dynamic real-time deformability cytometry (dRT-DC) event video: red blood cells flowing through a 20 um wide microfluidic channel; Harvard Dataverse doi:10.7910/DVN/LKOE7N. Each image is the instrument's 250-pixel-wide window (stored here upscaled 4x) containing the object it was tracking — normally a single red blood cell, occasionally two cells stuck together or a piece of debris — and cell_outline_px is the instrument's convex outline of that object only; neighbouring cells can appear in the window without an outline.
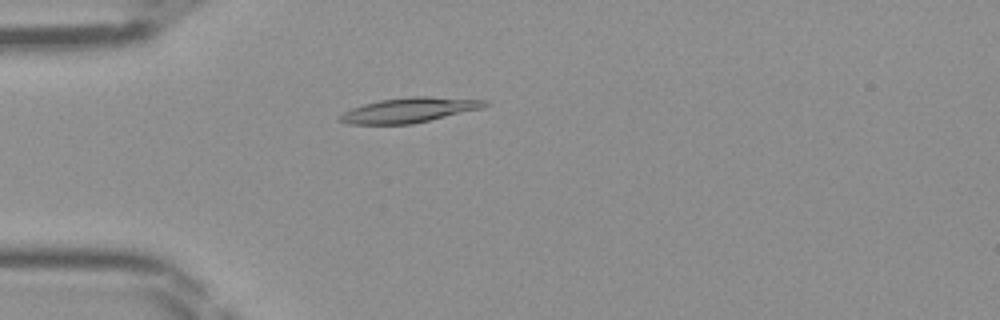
{"species": "Egyptian fruit bat (a non-hibernating species)", "species_latin": "Rousettus aegyptiacus", "temperature_condition": "room temperature", "stored_images_in_passage": 46, "camera_frame_rate_fps": 3000, "um_per_image_px": 0.085, "frame": {"image": 1, "passage_image": 13, "time_ms": 4.0, "image_size_px": [1000, 320], "cell_outline_px": [[492, 104], [484, 108], [412, 124], [348, 124], [336, 120], [336, 116], [352, 108], [364, 104], [380, 100], [408, 96], [428, 96], [488, 100]], "centroid_in_image_um": [34.81, 9.35], "position_along_channel_um": 50.2, "area_um2": 21.33}}
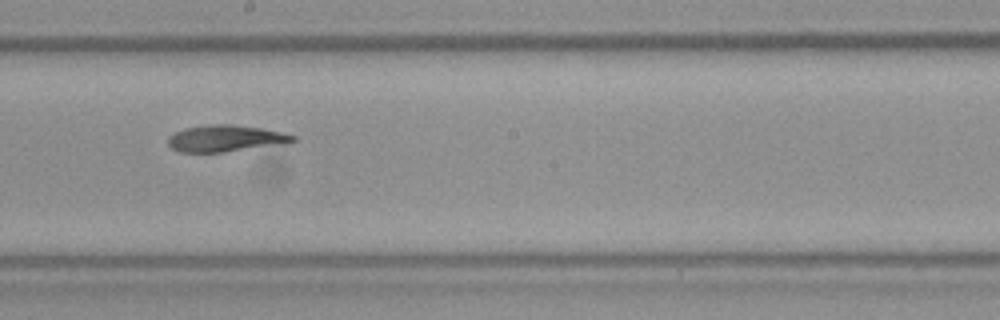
{"frame": {"image": 2, "passage_image": 26, "time_ms": 8.333, "image_size_px": [1000, 320], "cell_outline_px": [[296, 140], [224, 152], [180, 152], [172, 148], [168, 144], [168, 136], [184, 128], [208, 124], [232, 124], [264, 128], [296, 136]], "centroid_in_image_um": [19.07, 11.74], "position_along_channel_um": 229.1, "area_um2": 18.9}}
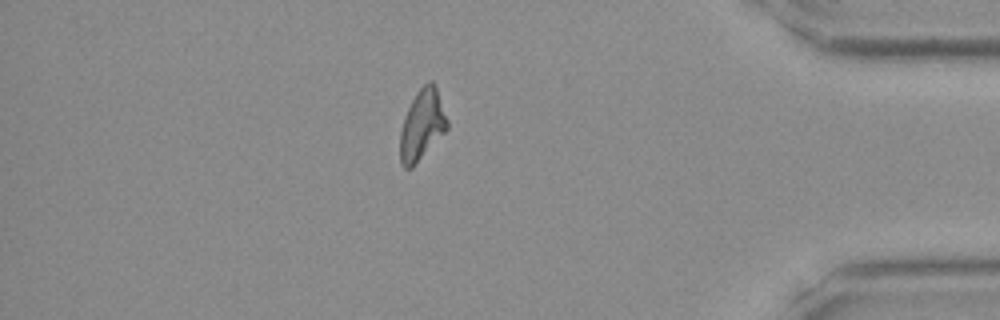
{"frame": {"image": 3, "passage_image": 40, "time_ms": 13.0, "image_size_px": [1000, 320], "cell_outline_px": [[448, 128], [412, 168], [404, 168], [400, 164], [400, 132], [404, 116], [416, 92], [428, 80], [432, 80], [436, 84], [448, 120]], "centroid_in_image_um": [35.87, 10.59], "position_along_channel_um": 399.3, "area_um2": 19.42}}